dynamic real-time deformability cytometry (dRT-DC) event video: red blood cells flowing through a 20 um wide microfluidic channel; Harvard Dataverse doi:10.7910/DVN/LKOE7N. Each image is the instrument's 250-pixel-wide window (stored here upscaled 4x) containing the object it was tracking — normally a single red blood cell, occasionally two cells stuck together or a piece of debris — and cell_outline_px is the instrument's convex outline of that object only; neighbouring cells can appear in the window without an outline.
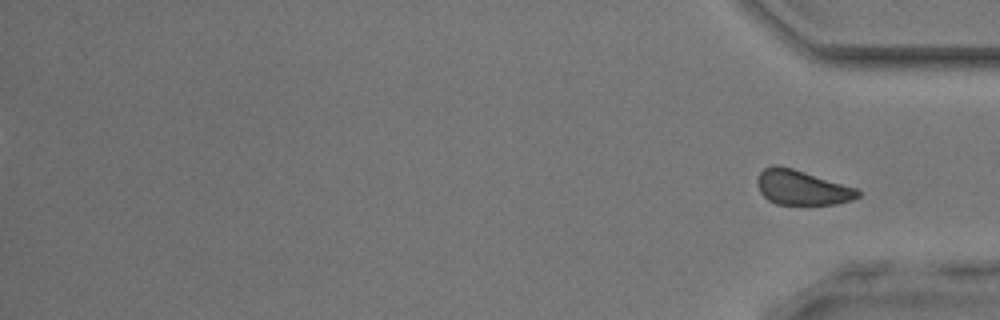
{"species": "common noctule bat (a hibernating species)", "species_latin": "Nyctalus noctula", "temperature_condition": "room temperature", "stored_images_in_passage": 45, "segment_of_instrument_passage": [2, 2], "camera_frame_rate_fps": 3000, "um_per_image_px": 0.085, "animal": {"sex": "male", "body_mass_g": 17.9, "forearm_length_mm": 54.2}, "frame": {"image": 1, "passage_image": 45, "time_ms": 14.667, "image_size_px": [1000, 320], "cell_outline_px": [[860, 196], [852, 200], [836, 204], [776, 204], [768, 200], [760, 192], [756, 184], [756, 180], [760, 172], [764, 168], [772, 164], [776, 164], [792, 168], [856, 188], [860, 192]], "centroid_in_image_um": [68.12, 15.94], "position_along_channel_um": 367.1, "area_um2": 20.35}}